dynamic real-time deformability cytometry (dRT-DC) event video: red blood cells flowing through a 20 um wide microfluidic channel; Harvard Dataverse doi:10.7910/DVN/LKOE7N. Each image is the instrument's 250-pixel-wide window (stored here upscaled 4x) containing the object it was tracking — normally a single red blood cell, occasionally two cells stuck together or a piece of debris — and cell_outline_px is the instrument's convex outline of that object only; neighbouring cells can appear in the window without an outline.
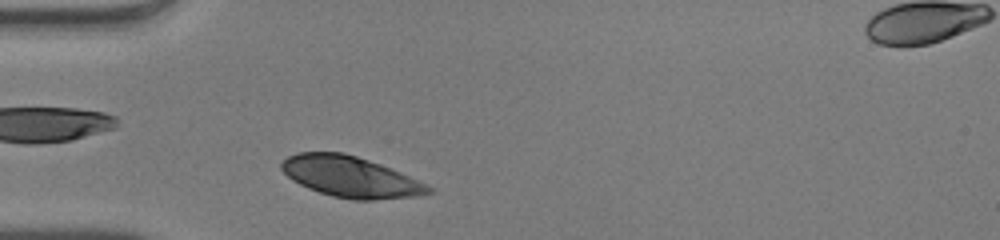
{"species": "human", "species_latin": "Homo sapiens", "temperature_condition": "warm", "stored_images_in_passage": 34, "camera_frame_rate_fps": 3000, "um_per_image_px": 0.085, "donor": {"sex": "male"}, "frame": {"image": 1, "passage_image": 2, "time_ms": 0.333, "image_size_px": [1000, 240], "cell_outline_px": [[436, 188], [432, 192], [416, 196], [372, 200], [352, 200], [332, 196], [308, 188], [292, 180], [280, 168], [280, 164], [288, 156], [296, 152], [344, 152], [368, 160], [400, 172]], "centroid_in_image_um": [29.79, 15.03], "position_along_channel_um": 55.2, "area_um2": 34.91}}
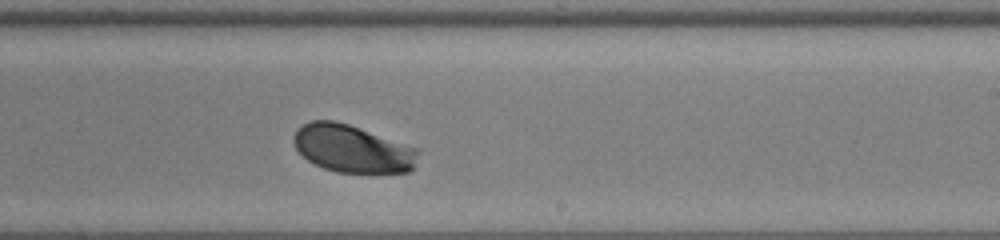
{"frame": {"image": 2, "passage_image": 18, "time_ms": 5.667, "image_size_px": [1000, 240], "cell_outline_px": [[420, 152], [416, 164], [408, 172], [336, 172], [324, 168], [308, 160], [296, 148], [292, 140], [292, 136], [296, 128], [312, 120], [336, 120], [420, 148]], "centroid_in_image_um": [29.97, 12.62], "position_along_channel_um": 259.0, "area_um2": 34.68}}
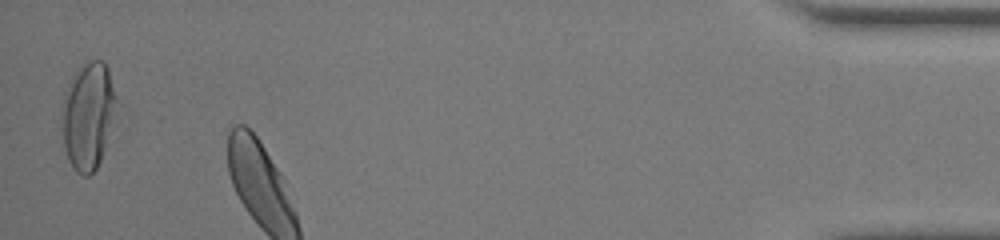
{"frame": {"image": 3, "passage_image": 34, "time_ms": 11.0, "image_size_px": [1000, 240], "cell_outline_px": [[120, 104], [100, 160], [96, 168], [88, 176], [84, 176], [76, 172], [72, 168], [68, 160], [64, 144], [60, 104], [64, 92], [72, 76], [80, 64], [88, 60], [104, 60], [108, 68]], "centroid_in_image_um": [7.5, 9.77], "position_along_channel_um": 427.7, "area_um2": 34.97}, "authors_computed_cell_mechanics": {"area_um2": 35.3736, "velocity_mm_per_s": 4.0076, "shape_relaxation_time_tau1_ms": 1.687, "shape_relaxation_time_tau2_ms": null, "deformation_change_tau1": 0.1201, "deformation_change_tau2": null}}